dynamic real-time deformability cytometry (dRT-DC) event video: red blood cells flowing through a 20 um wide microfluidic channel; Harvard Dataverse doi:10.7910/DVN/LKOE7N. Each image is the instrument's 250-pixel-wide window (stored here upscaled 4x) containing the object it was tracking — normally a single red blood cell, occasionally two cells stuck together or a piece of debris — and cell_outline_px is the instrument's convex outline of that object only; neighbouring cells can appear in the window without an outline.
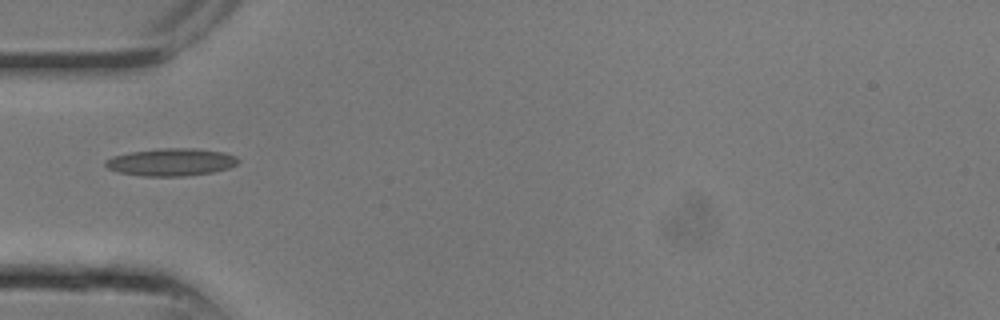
{"species": "common noctule bat (a hibernating species)", "species_latin": "Nyctalus noctula", "temperature_condition": "room temperature", "stored_images_in_passage": 2, "camera_frame_rate_fps": 3000, "um_per_image_px": 0.085, "animal": {"sex": "male", "body_mass_g": 13.3}, "frame": {"image": 1, "passage_image": 1, "time_ms": 0.0, "image_size_px": [1000, 320], "cell_outline_px": [[240, 160], [236, 164], [228, 168], [212, 172], [184, 176], [144, 176], [120, 172], [108, 168], [104, 164], [104, 160], [112, 156], [132, 152], [160, 148], [196, 148], [224, 152], [236, 156]], "centroid_in_image_um": [14.56, 13.77], "position_along_channel_um": 70.4, "area_um2": 21.21}}